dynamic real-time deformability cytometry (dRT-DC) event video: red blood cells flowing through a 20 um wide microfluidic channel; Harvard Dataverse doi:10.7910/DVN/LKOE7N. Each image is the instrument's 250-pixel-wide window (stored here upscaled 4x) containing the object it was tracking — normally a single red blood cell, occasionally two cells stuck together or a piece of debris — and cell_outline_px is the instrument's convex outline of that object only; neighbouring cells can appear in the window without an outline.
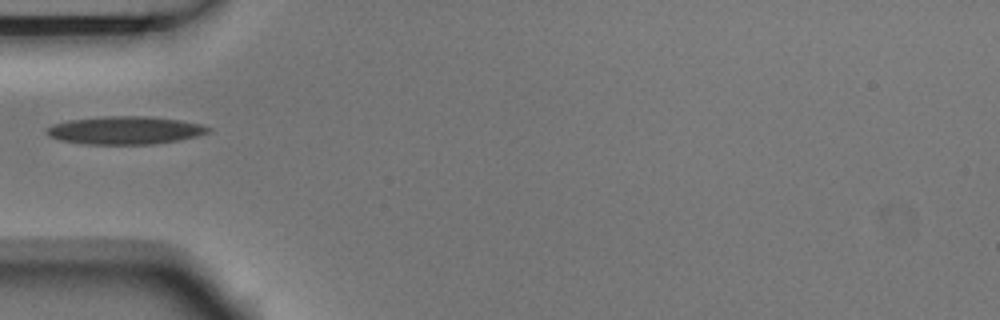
{"species": "Egyptian fruit bat (a non-hibernating species)", "species_latin": "Rousettus aegyptiacus", "temperature_condition": "room temperature", "stored_images_in_passage": 5, "camera_frame_rate_fps": 3000, "um_per_image_px": 0.085, "animal": {"sex": "male"}, "frame": {"image": 1, "passage_image": 4, "time_ms": 1.0, "image_size_px": [1000, 320], "cell_outline_px": [[212, 128], [208, 132], [196, 136], [176, 140], [152, 144], [88, 144], [60, 140], [48, 136], [44, 132], [52, 124], [68, 120], [100, 116], [152, 116], [180, 120], [200, 124]], "centroid_in_image_um": [10.59, 11.06], "position_along_channel_um": 74.4, "area_um2": 26.3}}
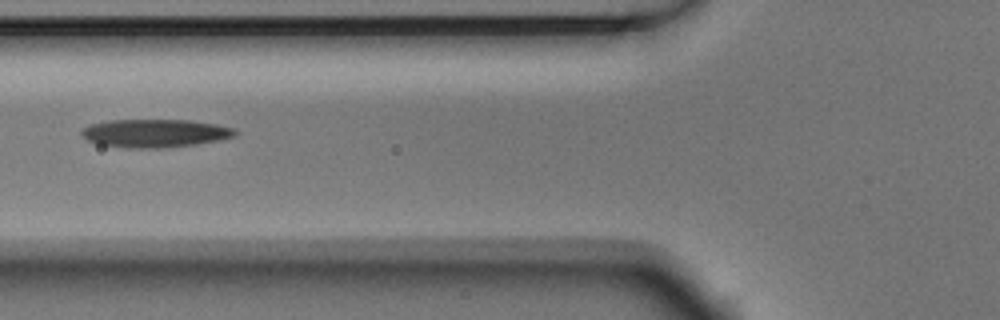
{"frame": {"image": 2, "passage_image": 5, "time_ms": 1.333, "image_size_px": [1000, 320], "cell_outline_px": [[240, 132], [236, 136], [196, 144], [164, 148], [128, 148], [100, 144], [88, 140], [80, 132], [84, 128], [92, 124], [108, 120], [188, 120], [216, 124], [236, 128]], "centroid_in_image_um": [13.23, 11.32], "position_along_channel_um": 112.6, "area_um2": 25.14}}